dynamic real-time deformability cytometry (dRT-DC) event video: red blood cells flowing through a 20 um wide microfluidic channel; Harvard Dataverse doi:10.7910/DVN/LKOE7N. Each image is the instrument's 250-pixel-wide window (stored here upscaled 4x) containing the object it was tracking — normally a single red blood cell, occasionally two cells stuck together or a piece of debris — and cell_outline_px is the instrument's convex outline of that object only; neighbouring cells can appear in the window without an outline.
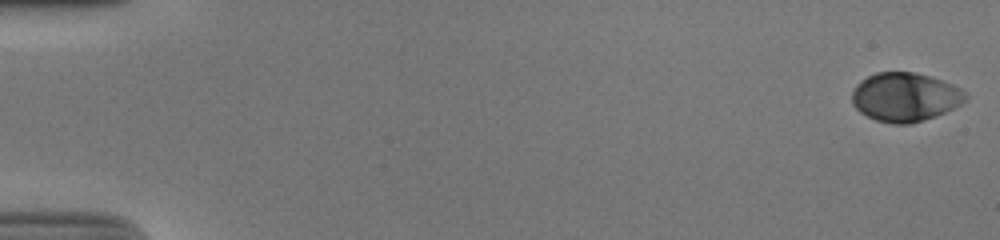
{"species": "human", "species_latin": "Homo sapiens", "temperature_condition": "cold", "stored_images_in_passage": 54, "camera_frame_rate_fps": 3000, "um_per_image_px": 0.085, "donor": {"sex": "male"}, "frame": {"image": 1, "passage_image": 1, "time_ms": 0.0, "image_size_px": [1000, 240], "cell_outline_px": [[968, 96], [960, 104], [936, 116], [924, 120], [908, 124], [892, 124], [876, 120], [860, 112], [852, 104], [852, 92], [856, 84], [860, 80], [876, 72], [916, 72], [952, 84], [960, 88]], "centroid_in_image_um": [76.89, 8.25], "position_along_channel_um": 8.1, "area_um2": 32.19}}
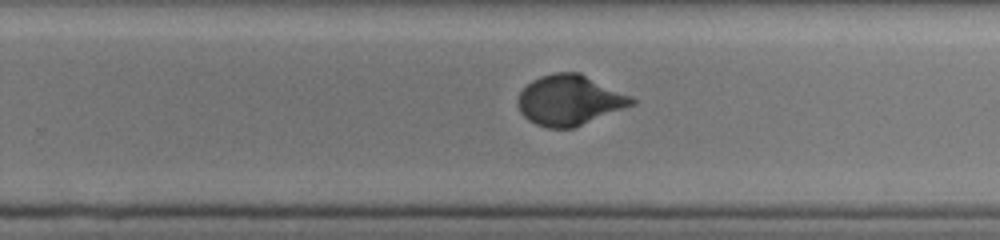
{"frame": {"image": 2, "passage_image": 36, "time_ms": 11.667, "image_size_px": [1000, 240], "cell_outline_px": [[636, 104], [572, 128], [548, 128], [536, 124], [528, 120], [520, 112], [516, 104], [516, 100], [520, 92], [532, 80], [540, 76], [556, 72], [580, 72], [632, 96], [636, 100]], "centroid_in_image_um": [48.41, 8.51], "position_along_channel_um": 281.4, "area_um2": 33.47}}
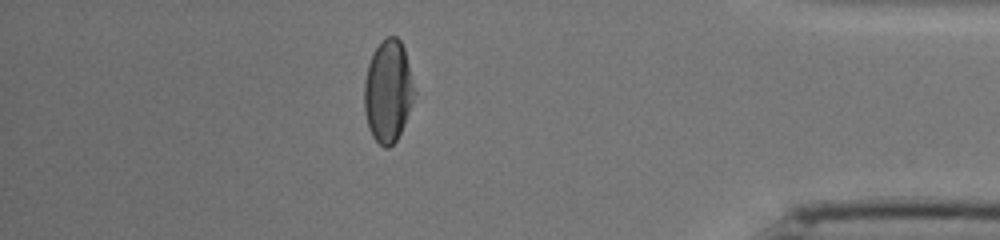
{"frame": {"image": 3, "passage_image": 48, "time_ms": 15.667, "image_size_px": [1000, 240], "cell_outline_px": [[416, 92], [404, 124], [396, 140], [388, 148], [384, 148], [372, 136], [368, 128], [364, 112], [364, 80], [368, 64], [372, 52], [388, 36], [396, 36], [400, 40], [404, 48]], "centroid_in_image_um": [32.97, 7.76], "position_along_channel_um": 402.2, "area_um2": 29.82}, "authors_computed_cell_mechanics": {"area_um2": 32.2235, "velocity_mm_per_s": 3.8374, "shape_relaxation_time_tau1_ms": 3.8539, "shape_relaxation_time_tau2_ms": null, "deformation_change_tau1": 0.1638, "deformation_change_tau2": null}}